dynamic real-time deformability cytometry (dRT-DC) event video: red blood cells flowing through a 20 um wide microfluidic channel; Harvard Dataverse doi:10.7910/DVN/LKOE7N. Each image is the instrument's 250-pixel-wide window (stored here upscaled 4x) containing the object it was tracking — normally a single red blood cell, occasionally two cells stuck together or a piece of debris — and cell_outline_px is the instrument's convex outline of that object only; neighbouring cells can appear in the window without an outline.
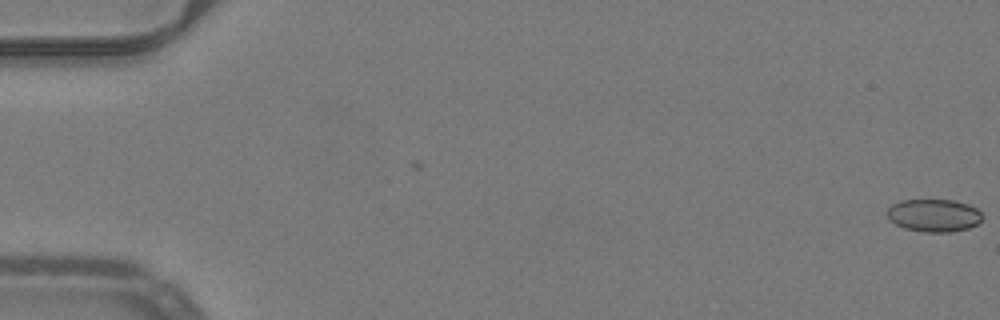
{"species": "common noctule bat (a hibernating species)", "species_latin": "Nyctalus noctula", "temperature_condition": "warm", "stored_images_in_passage": 49, "camera_frame_rate_fps": 3000, "um_per_image_px": 0.085, "animal": {"sex": "male", "body_mass_g": 19.2, "forearm_length_mm": 51.8}, "frame": {"image": 1, "passage_image": 1, "time_ms": 0.0, "image_size_px": [1000, 320], "cell_outline_px": [[984, 216], [976, 224], [968, 228], [952, 232], [924, 232], [904, 228], [888, 220], [888, 208], [892, 204], [900, 200], [952, 200], [968, 204], [976, 208]], "centroid_in_image_um": [79.37, 18.31], "position_along_channel_um": 5.6, "area_um2": 18.15}}
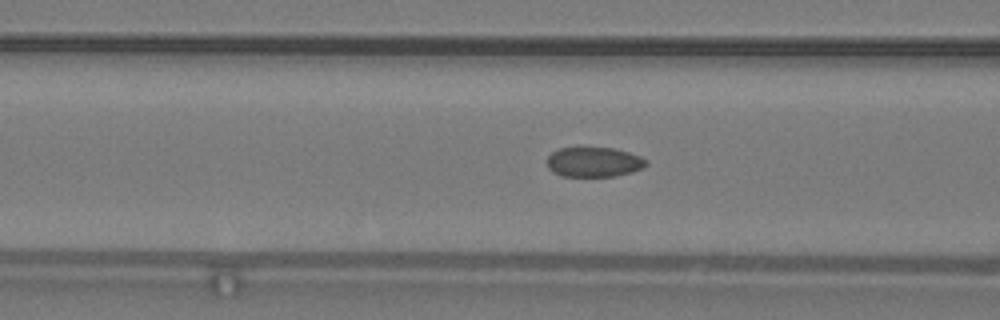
{"frame": {"image": 2, "passage_image": 22, "time_ms": 7.0, "image_size_px": [1000, 320], "cell_outline_px": [[648, 164], [644, 168], [632, 172], [616, 176], [560, 176], [552, 172], [548, 168], [548, 156], [552, 152], [560, 148], [612, 148], [628, 152], [640, 156], [648, 160]], "centroid_in_image_um": [50.5, 13.78], "position_along_channel_um": 116.1, "area_um2": 17.28}}
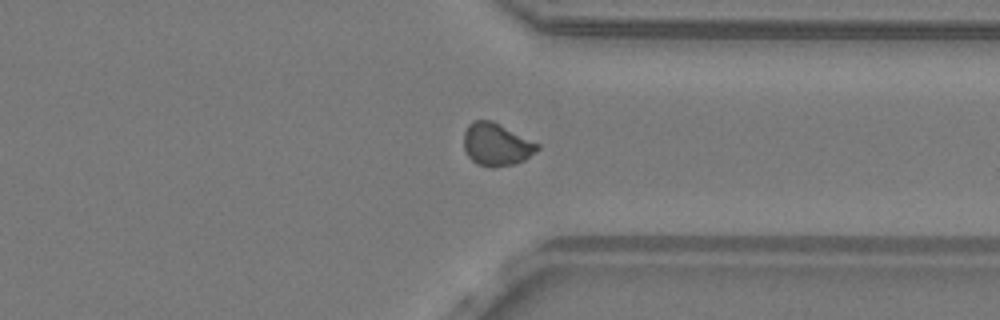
{"frame": {"image": 3, "passage_image": 41, "time_ms": 13.333, "image_size_px": [1000, 320], "cell_outline_px": [[540, 148], [536, 152], [524, 160], [516, 164], [492, 168], [488, 168], [476, 164], [468, 156], [464, 148], [464, 132], [468, 124], [472, 120], [492, 120], [540, 144]], "centroid_in_image_um": [42.2, 12.29], "position_along_channel_um": 369.2, "area_um2": 18.55}}